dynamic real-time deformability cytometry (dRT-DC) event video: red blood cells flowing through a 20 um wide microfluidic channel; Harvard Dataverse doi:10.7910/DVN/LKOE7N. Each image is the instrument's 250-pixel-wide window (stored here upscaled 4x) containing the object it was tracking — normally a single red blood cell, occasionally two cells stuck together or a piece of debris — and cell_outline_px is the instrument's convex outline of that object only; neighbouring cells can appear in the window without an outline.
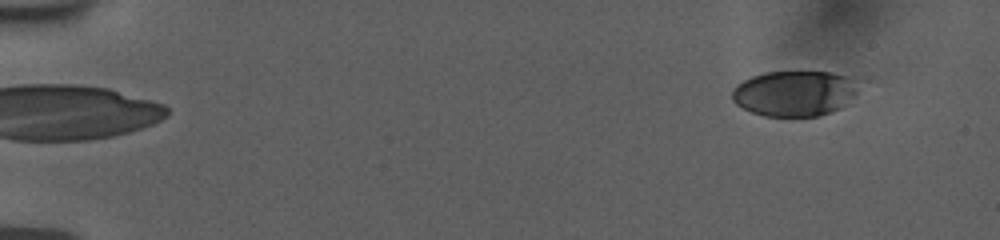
{"species": "human", "species_latin": "Homo sapiens", "temperature_condition": "room temperature", "stored_images_in_passage": 63, "camera_frame_rate_fps": 3000, "um_per_image_px": 0.085, "donor": {"sex": "female"}, "frame": {"image": 1, "passage_image": 1, "time_ms": 0.0, "image_size_px": [1000, 240], "cell_outline_px": [[856, 92], [840, 108], [820, 116], [764, 116], [752, 112], [736, 104], [732, 100], [732, 88], [736, 84], [752, 76], [764, 72], [828, 72], [844, 76], [852, 80], [856, 84]], "centroid_in_image_um": [67.45, 7.94], "position_along_channel_um": 17.5, "area_um2": 33.12}}
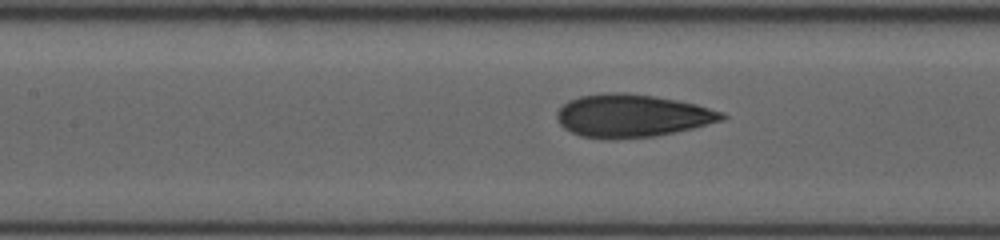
{"frame": {"image": 2, "passage_image": 39, "time_ms": 7.333, "image_size_px": [1000, 240], "cell_outline_px": [[728, 116], [720, 120], [692, 128], [652, 136], [608, 140], [580, 136], [564, 128], [560, 124], [556, 116], [556, 112], [568, 100], [580, 96], [604, 92], [628, 92], [676, 100], [696, 104], [724, 112]], "centroid_in_image_um": [53.67, 9.83], "position_along_channel_um": 153.7, "area_um2": 41.1}}
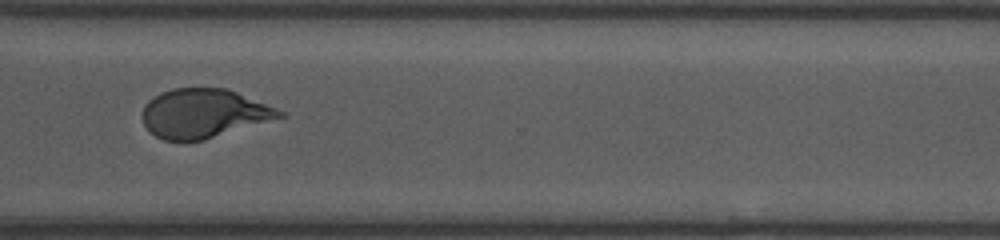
{"frame": {"image": 3, "passage_image": 62, "time_ms": 12.667, "image_size_px": [1000, 240], "cell_outline_px": [[288, 116], [204, 140], [164, 140], [148, 132], [144, 124], [144, 104], [148, 100], [160, 92], [172, 88], [224, 88], [236, 92], [276, 108], [284, 112]], "centroid_in_image_um": [17.32, 9.64], "position_along_channel_um": 353.3, "area_um2": 39.07}}